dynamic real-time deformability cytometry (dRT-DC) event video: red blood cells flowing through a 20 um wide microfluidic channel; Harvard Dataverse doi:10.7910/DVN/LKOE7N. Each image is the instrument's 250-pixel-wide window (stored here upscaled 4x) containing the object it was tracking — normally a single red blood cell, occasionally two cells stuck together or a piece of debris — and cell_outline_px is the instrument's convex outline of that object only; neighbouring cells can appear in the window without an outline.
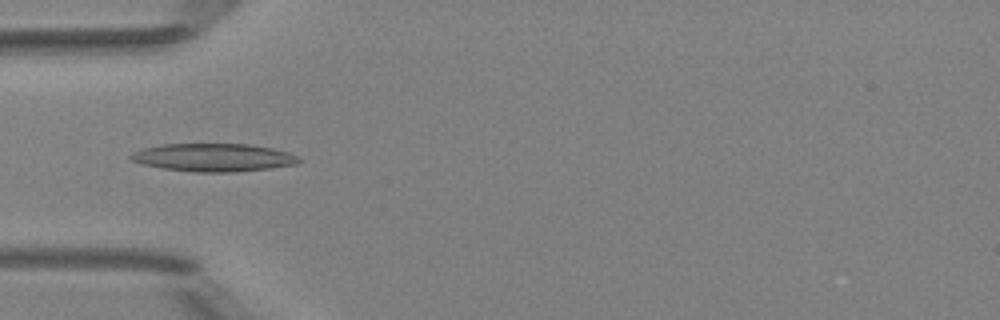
{"species": "Egyptian fruit bat (a non-hibernating species)", "species_latin": "Rousettus aegyptiacus", "temperature_condition": "room temperature", "stored_images_in_passage": 4, "camera_frame_rate_fps": 3000, "um_per_image_px": 0.085, "animal": {"sex": "female"}, "frame": {"image": 1, "passage_image": 3, "time_ms": 3.0, "image_size_px": [1000, 320], "cell_outline_px": [[300, 160], [296, 164], [268, 168], [236, 172], [192, 172], [160, 168], [140, 164], [132, 160], [128, 156], [132, 152], [144, 148], [164, 144], [248, 144], [272, 148], [288, 152], [300, 156]], "centroid_in_image_um": [18.12, 13.39], "position_along_channel_um": 66.9, "area_um2": 27.51}}
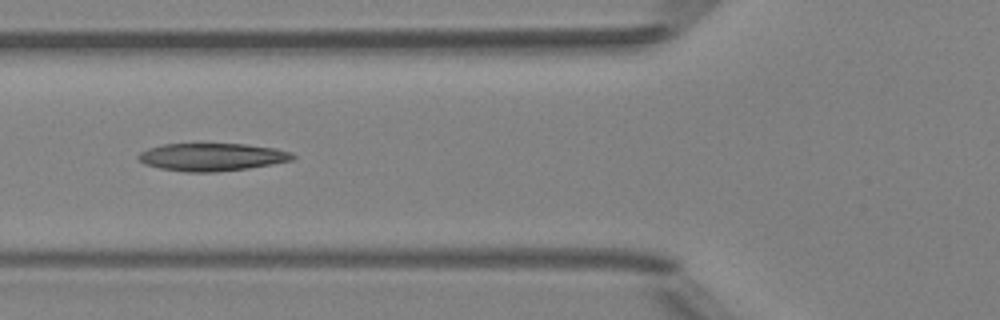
{"frame": {"image": 2, "passage_image": 4, "time_ms": 4.0, "image_size_px": [1000, 320], "cell_outline_px": [[296, 156], [292, 160], [272, 164], [248, 168], [216, 172], [184, 172], [160, 168], [144, 164], [136, 156], [140, 152], [148, 148], [164, 144], [244, 144], [276, 148], [292, 152]], "centroid_in_image_um": [18.02, 13.35], "position_along_channel_um": 107.8, "area_um2": 24.97}}